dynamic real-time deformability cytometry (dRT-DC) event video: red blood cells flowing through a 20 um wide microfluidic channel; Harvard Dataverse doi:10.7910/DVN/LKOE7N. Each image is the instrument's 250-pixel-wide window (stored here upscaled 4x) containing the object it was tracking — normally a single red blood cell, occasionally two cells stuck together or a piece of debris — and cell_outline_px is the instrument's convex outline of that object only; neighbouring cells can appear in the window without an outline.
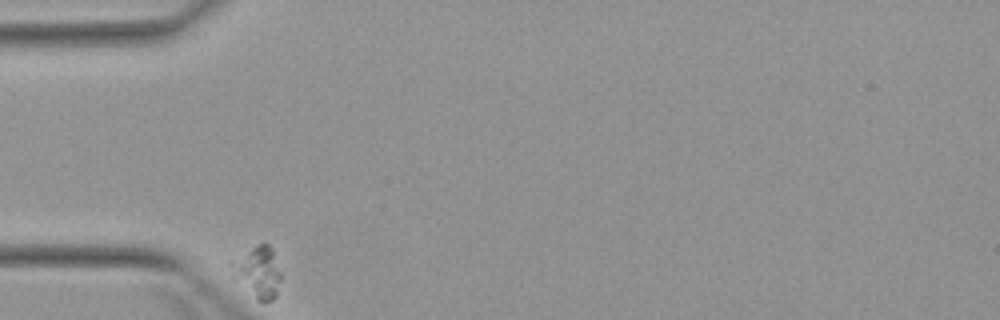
{"species": "Egyptian fruit bat (a non-hibernating species)", "species_latin": "Rousettus aegyptiacus", "temperature_condition": "warm", "stored_images_in_passage": 2, "camera_frame_rate_fps": 3000, "um_per_image_px": 0.085, "animal": {"sex": "female"}, "frame": {"image": 1, "passage_image": 1, "time_ms": 0.0, "image_size_px": [1000, 320], "cell_outline_px": [[280, 280], [276, 296], [272, 300], [264, 304], [232, 276], [232, 264], [256, 244], [268, 244], [272, 248], [280, 272]], "centroid_in_image_um": [21.97, 23.15], "position_along_channel_um": 63.0, "area_um2": 14.1}}
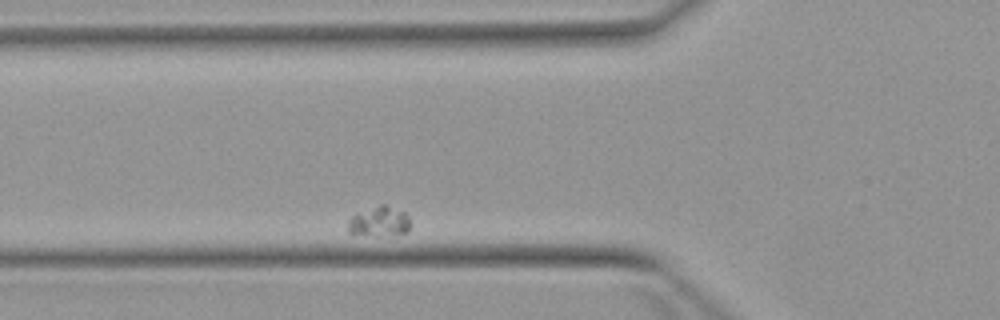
{"frame": {"image": 2, "passage_image": 2, "time_ms": 1.333, "image_size_px": [1000, 320], "cell_outline_px": [[408, 232], [380, 236], [352, 236], [348, 232], [348, 220], [352, 216], [380, 204], [384, 204], [404, 212], [408, 216]], "centroid_in_image_um": [32.17, 18.87], "position_along_channel_um": 93.6, "area_um2": 10.92}}